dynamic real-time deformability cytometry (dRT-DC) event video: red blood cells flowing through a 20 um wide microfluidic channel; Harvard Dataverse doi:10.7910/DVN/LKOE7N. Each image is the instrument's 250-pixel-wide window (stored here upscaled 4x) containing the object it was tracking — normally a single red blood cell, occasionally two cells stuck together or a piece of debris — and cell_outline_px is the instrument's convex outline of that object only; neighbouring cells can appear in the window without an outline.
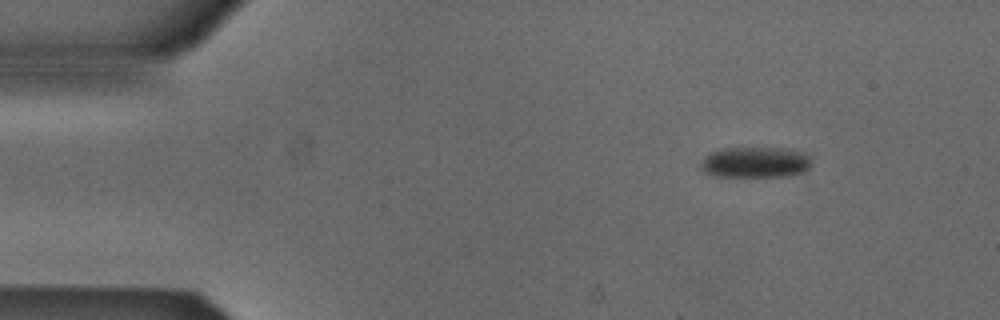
{"species": "Egyptian fruit bat (a non-hibernating species)", "species_latin": "Rousettus aegyptiacus", "temperature_condition": "cold", "stored_images_in_passage": 43, "camera_frame_rate_fps": 3000, "um_per_image_px": 0.085, "animal": {"sex": "male"}, "frame": {"image": 1, "passage_image": 1, "time_ms": 0.0, "image_size_px": [1000, 320], "cell_outline_px": [[808, 168], [804, 172], [784, 176], [712, 176], [704, 172], [700, 168], [700, 160], [708, 152], [720, 148], [784, 148], [804, 152], [808, 156]], "centroid_in_image_um": [64.1, 13.78], "position_along_channel_um": 20.9, "area_um2": 20.0}}
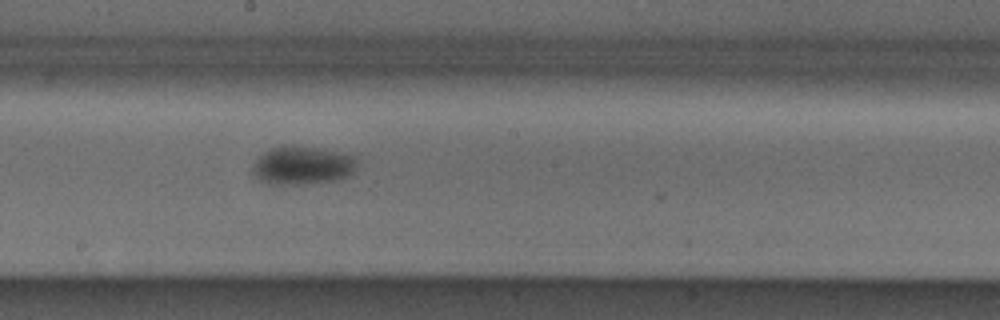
{"frame": {"image": 2, "passage_image": 23, "time_ms": 7.333, "image_size_px": [1000, 320], "cell_outline_px": [[356, 168], [348, 176], [336, 180], [308, 184], [268, 184], [252, 176], [252, 168], [256, 160], [264, 152], [272, 148], [316, 148], [352, 156]], "centroid_in_image_um": [25.65, 14.12], "position_along_channel_um": 222.6, "area_um2": 22.48}}
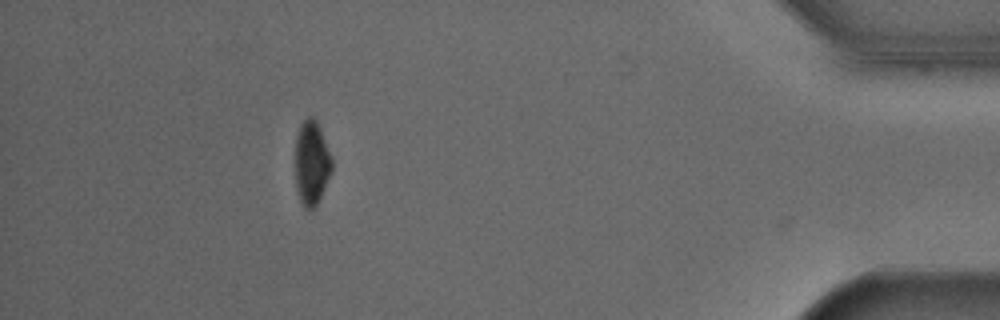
{"frame": {"image": 3, "passage_image": 42, "time_ms": 13.667, "image_size_px": [1000, 320], "cell_outline_px": [[332, 172], [316, 204], [308, 212], [304, 208], [300, 200], [296, 188], [296, 136], [300, 124], [308, 116], [312, 116], [316, 120], [320, 128], [332, 160]], "centroid_in_image_um": [26.48, 13.85], "position_along_channel_um": 408.7, "area_um2": 17.8}, "authors_computed_cell_mechanics": {"area_um2": 21.8484, "velocity_mm_per_s": 3.8645, "shape_relaxation_time_tau1_ms": 2.798, "shape_relaxation_time_tau2_ms": null, "deformation_change_tau1": 0.0504, "deformation_change_tau2": null}}